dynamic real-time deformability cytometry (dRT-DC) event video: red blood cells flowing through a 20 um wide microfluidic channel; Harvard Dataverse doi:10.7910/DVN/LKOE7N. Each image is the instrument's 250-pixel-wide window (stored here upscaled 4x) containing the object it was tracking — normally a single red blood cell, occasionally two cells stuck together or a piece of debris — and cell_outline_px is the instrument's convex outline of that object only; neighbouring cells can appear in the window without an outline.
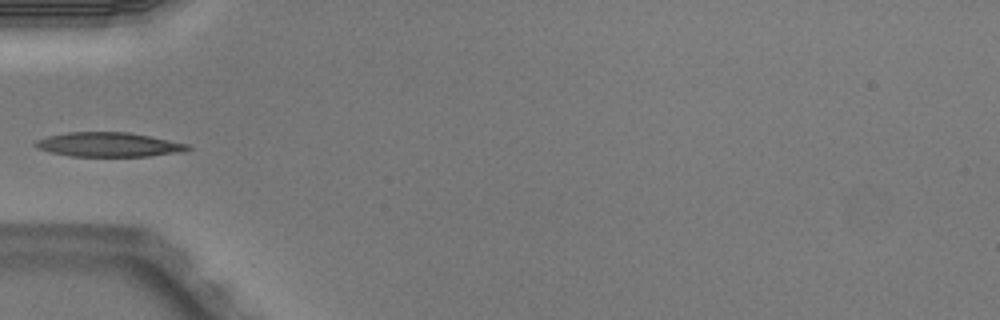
{"species": "Egyptian fruit bat (a non-hibernating species)", "species_latin": "Rousettus aegyptiacus", "temperature_condition": "warm", "stored_images_in_passage": 4, "camera_frame_rate_fps": 3000, "um_per_image_px": 0.085, "animal": {"sex": "male"}, "frame": {"image": 1, "passage_image": 3, "time_ms": 0.667, "image_size_px": [1000, 320], "cell_outline_px": [[192, 148], [184, 152], [148, 156], [68, 156], [52, 152], [40, 148], [32, 144], [36, 140], [48, 136], [68, 132], [128, 132], [188, 144]], "centroid_in_image_um": [9.25, 12.29], "position_along_channel_um": 75.7, "area_um2": 21.44}}